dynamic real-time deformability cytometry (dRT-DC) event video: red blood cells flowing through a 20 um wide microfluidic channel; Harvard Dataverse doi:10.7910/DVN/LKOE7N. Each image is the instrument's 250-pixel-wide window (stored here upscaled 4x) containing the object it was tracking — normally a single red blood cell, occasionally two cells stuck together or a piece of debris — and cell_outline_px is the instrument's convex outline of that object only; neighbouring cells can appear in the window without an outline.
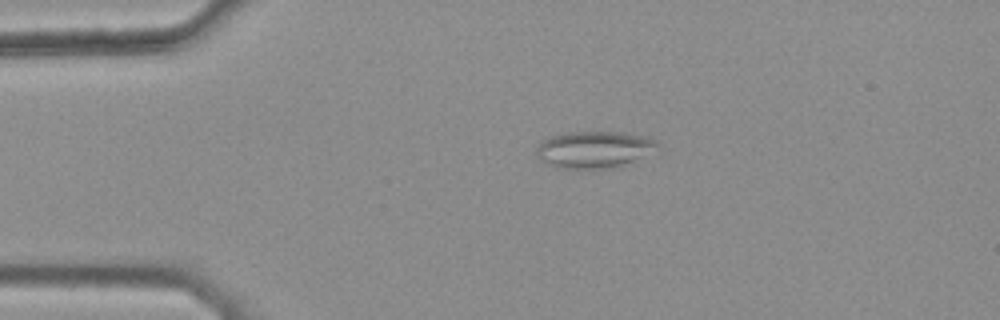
{"species": "common noctule bat (a hibernating species)", "species_latin": "Nyctalus noctula", "temperature_condition": "warm", "stored_images_in_passage": 36, "camera_frame_rate_fps": 3000, "um_per_image_px": 0.085, "animal": {"sex": "female", "body_mass_g": 25.1}, "frame": {"image": 1, "passage_image": 1, "time_ms": 0.0, "image_size_px": [1000, 320], "cell_outline_px": [[660, 144], [632, 160], [612, 168], [560, 168], [544, 164], [536, 156], [536, 148], [544, 140], [552, 136], [564, 132], [624, 132], [656, 140]], "centroid_in_image_um": [50.37, 12.7], "position_along_channel_um": 34.6, "area_um2": 25.32}}
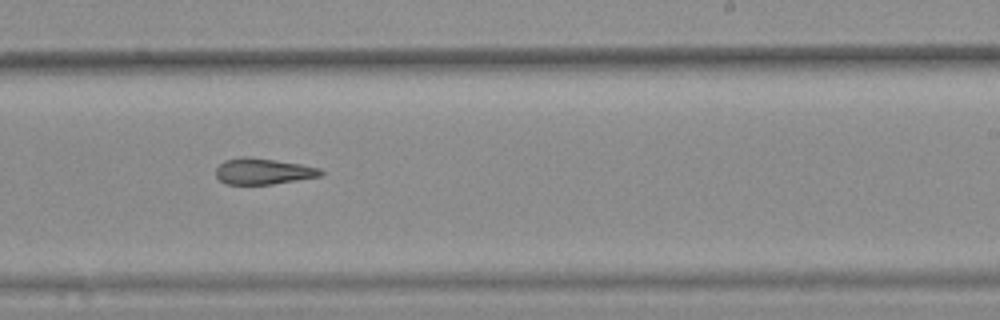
{"frame": {"image": 2, "passage_image": 22, "time_ms": 7.0, "image_size_px": [1000, 320], "cell_outline_px": [[324, 172], [320, 176], [272, 184], [224, 184], [216, 176], [216, 168], [224, 160], [240, 156], [248, 156], [276, 160], [300, 164], [320, 168]], "centroid_in_image_um": [22.33, 14.55], "position_along_channel_um": 266.7, "area_um2": 15.95}}
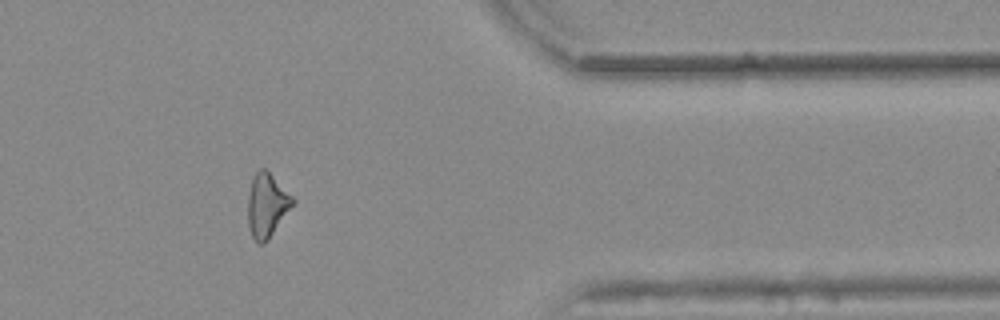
{"frame": {"image": 3, "passage_image": 33, "time_ms": 10.667, "image_size_px": [1000, 320], "cell_outline_px": [[296, 200], [268, 240], [264, 244], [260, 244], [252, 236], [248, 224], [248, 196], [252, 180], [256, 172], [260, 168], [264, 168]], "centroid_in_image_um": [22.67, 17.47], "position_along_channel_um": 388.7, "area_um2": 16.24}, "authors_computed_cell_mechanics": {"area_um2": 16.7042, "velocity_mm_per_s": 3.8708, "shape_relaxation_time_tau1_ms": null, "shape_relaxation_time_tau2_ms": 4.9849, "deformation_change_tau1": null, "deformation_change_tau2": 0.1671}}